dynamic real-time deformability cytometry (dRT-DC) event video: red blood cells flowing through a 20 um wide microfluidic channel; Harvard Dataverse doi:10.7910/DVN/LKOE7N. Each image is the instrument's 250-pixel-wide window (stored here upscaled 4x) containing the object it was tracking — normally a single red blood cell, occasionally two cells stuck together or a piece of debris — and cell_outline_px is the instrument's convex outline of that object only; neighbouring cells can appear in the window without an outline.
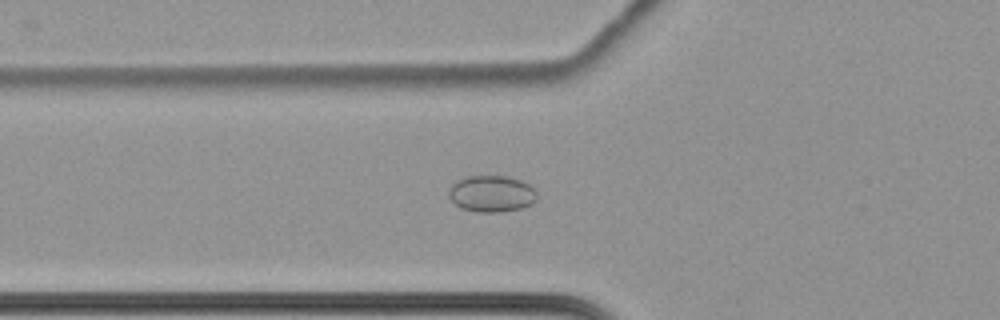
{"species": "common noctule bat (a hibernating species)", "species_latin": "Nyctalus noctula", "temperature_condition": "cold", "stored_images_in_passage": 32, "camera_frame_rate_fps": 3000, "um_per_image_px": 0.085, "animal": {"sex": "female", "body_mass_g": 22.7, "forearm_length_mm": 54.2}, "frame": {"image": 1, "passage_image": 19, "time_ms": 6.0, "image_size_px": [1000, 320], "cell_outline_px": [[536, 200], [532, 204], [520, 208], [500, 212], [476, 212], [460, 208], [448, 196], [448, 192], [452, 184], [456, 180], [464, 176], [508, 176], [520, 180], [528, 184], [536, 192]], "centroid_in_image_um": [41.75, 16.46], "position_along_channel_um": 84.0, "area_um2": 18.84}}
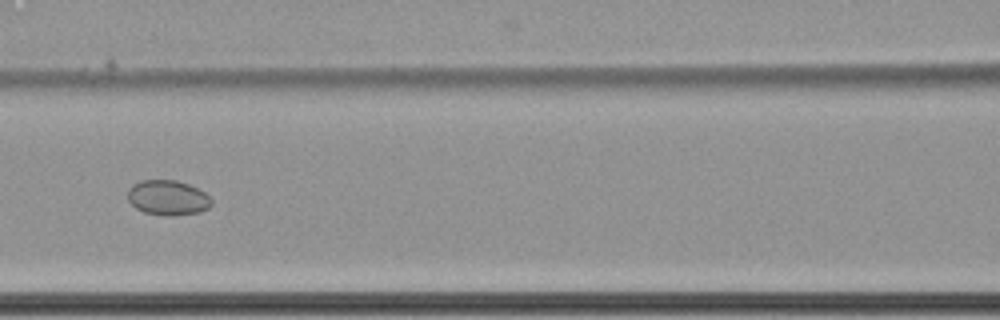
{"frame": {"image": 2, "passage_image": 25, "time_ms": 8.0, "image_size_px": [1000, 320], "cell_outline_px": [[212, 204], [208, 208], [200, 212], [172, 216], [164, 216], [144, 212], [136, 208], [128, 200], [128, 188], [132, 184], [140, 180], [176, 180], [188, 184], [204, 192], [212, 200]], "centroid_in_image_um": [14.25, 16.81], "position_along_channel_um": 152.4, "area_um2": 17.17}}
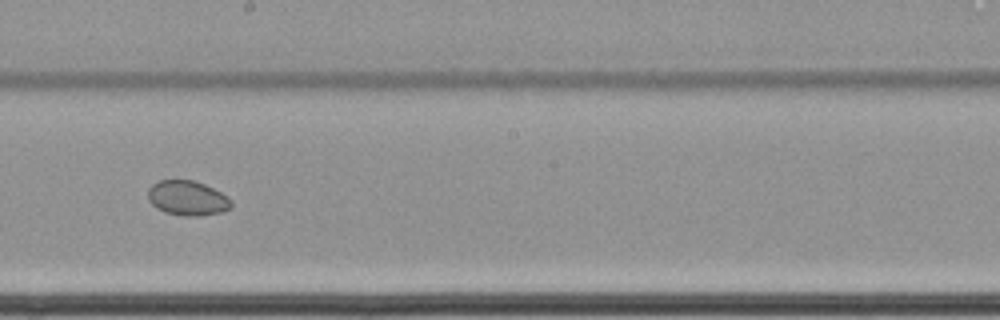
{"frame": {"image": 3, "passage_image": 32, "time_ms": 10.333, "image_size_px": [1000, 320], "cell_outline_px": [[232, 208], [220, 212], [200, 216], [184, 216], [164, 212], [156, 208], [148, 200], [148, 188], [156, 180], [192, 180], [204, 184], [228, 196], [232, 200]], "centroid_in_image_um": [15.92, 16.84], "position_along_channel_um": 232.3, "area_um2": 17.05}}